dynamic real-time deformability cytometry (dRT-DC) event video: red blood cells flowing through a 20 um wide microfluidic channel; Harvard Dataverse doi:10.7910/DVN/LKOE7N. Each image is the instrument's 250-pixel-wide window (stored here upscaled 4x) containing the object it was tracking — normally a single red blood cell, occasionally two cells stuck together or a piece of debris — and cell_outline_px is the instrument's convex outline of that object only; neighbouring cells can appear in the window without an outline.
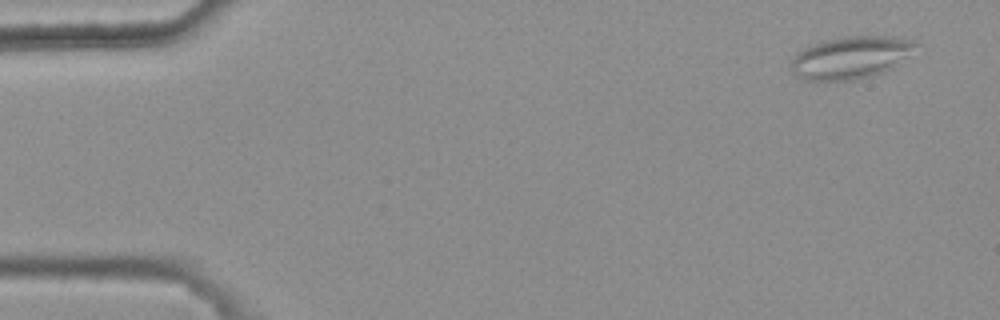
{"species": "common noctule bat (a hibernating species)", "species_latin": "Nyctalus noctula", "temperature_condition": "warm", "stored_images_in_passage": 4, "camera_frame_rate_fps": 3000, "um_per_image_px": 0.085, "animal": {"sex": "female", "body_mass_g": 25.1}, "frame": {"image": 1, "passage_image": 1, "time_ms": 0.0, "image_size_px": [1000, 320], "cell_outline_px": [[920, 44], [908, 56], [892, 68], [884, 72], [852, 80], [804, 80], [796, 76], [792, 72], [788, 64], [804, 48], [812, 44], [844, 36], [888, 36], [916, 40]], "centroid_in_image_um": [72.33, 4.88], "position_along_channel_um": 12.7, "area_um2": 30.75}}